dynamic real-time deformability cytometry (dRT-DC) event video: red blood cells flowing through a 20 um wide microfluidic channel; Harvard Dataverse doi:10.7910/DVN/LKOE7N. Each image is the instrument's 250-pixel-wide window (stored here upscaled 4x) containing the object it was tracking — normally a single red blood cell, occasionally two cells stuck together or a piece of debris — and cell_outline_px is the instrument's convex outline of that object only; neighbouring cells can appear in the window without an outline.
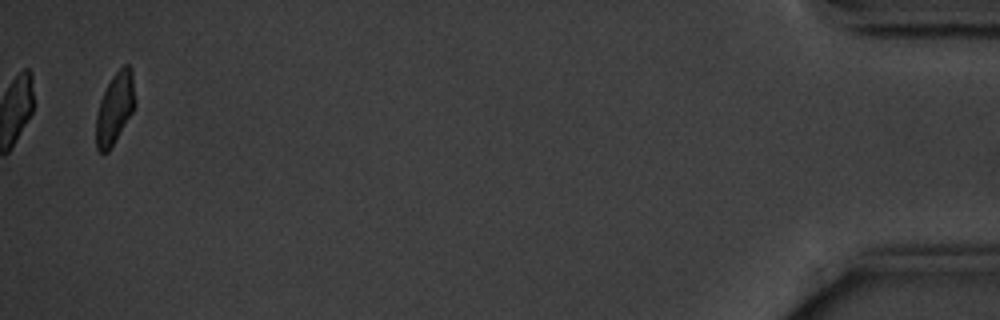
{"species": "common noctule bat (a hibernating species)", "species_latin": "Nyctalus noctula", "temperature_condition": "cold", "stored_images_in_passage": 12, "camera_frame_rate_fps": 3000, "um_per_image_px": 0.085, "animal": {"sex": "male", "body_mass_g": 20.1, "forearm_length_mm": 53.5}, "frame": {"image": 1, "passage_image": 12, "time_ms": 14.667, "image_size_px": [1000, 320], "cell_outline_px": [[136, 104], [132, 112], [108, 152], [100, 152], [96, 148], [96, 112], [100, 100], [112, 76], [124, 64], [128, 64], [132, 68], [136, 100]], "centroid_in_image_um": [9.77, 9.17], "position_along_channel_um": 425.4, "area_um2": 16.18}, "authors_computed_cell_mechanics": {"area_um2": 18.0914, "velocity_mm_per_s": 3.5456, "shape_relaxation_time_tau1_ms": 2.4562, "shape_relaxation_time_tau2_ms": null, "deformation_change_tau1": 0.0808, "deformation_change_tau2": null}}